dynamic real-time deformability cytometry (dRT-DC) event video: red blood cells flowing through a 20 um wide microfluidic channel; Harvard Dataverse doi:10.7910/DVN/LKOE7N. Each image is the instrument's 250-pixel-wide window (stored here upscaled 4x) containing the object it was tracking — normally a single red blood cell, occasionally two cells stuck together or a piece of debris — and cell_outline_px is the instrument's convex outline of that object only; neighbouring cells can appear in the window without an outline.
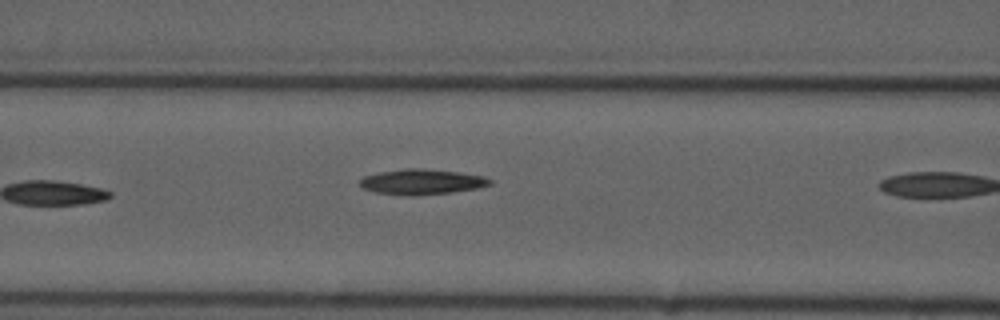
{"species": "common noctule bat (a hibernating species)", "species_latin": "Nyctalus noctula", "temperature_condition": "cold", "stored_images_in_passage": 8, "camera_frame_rate_fps": 3000, "um_per_image_px": 0.085, "animal": {"sex": "male", "forearm_length_mm": 52.5}, "frame": {"image": 1, "passage_image": 7, "time_ms": 8.333, "image_size_px": [1000, 320], "cell_outline_px": [[492, 184], [476, 188], [452, 192], [416, 196], [412, 196], [376, 192], [364, 188], [360, 184], [360, 180], [364, 176], [380, 172], [408, 168], [424, 168], [456, 172], [484, 176], [492, 180]], "centroid_in_image_um": [35.87, 15.45], "position_along_channel_um": 130.7, "area_um2": 19.02}}